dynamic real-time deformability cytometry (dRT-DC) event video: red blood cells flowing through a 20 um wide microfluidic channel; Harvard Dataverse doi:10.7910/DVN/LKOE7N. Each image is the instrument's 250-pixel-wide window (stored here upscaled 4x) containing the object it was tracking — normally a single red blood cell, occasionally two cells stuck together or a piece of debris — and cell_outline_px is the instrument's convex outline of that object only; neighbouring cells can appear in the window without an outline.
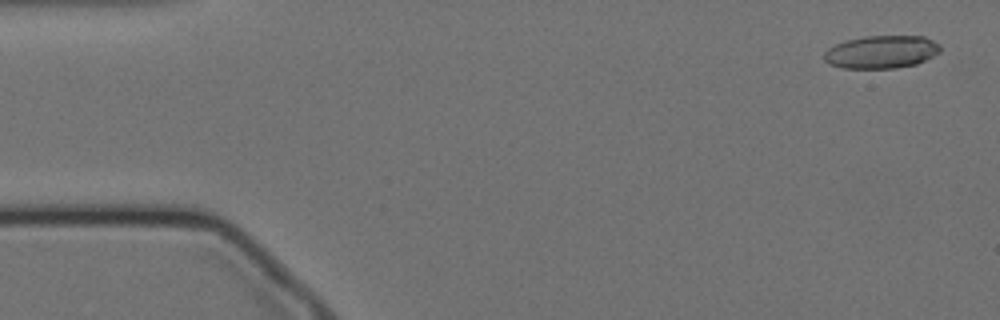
{"species": "Egyptian fruit bat (a non-hibernating species)", "species_latin": "Rousettus aegyptiacus", "temperature_condition": "cold", "stored_images_in_passage": 16, "camera_frame_rate_fps": 3000, "um_per_image_px": 0.085, "animal": {"sex": "female"}, "frame": {"image": 1, "passage_image": 2, "time_ms": 0.333, "image_size_px": [1000, 320], "cell_outline_px": [[940, 52], [916, 64], [896, 68], [840, 68], [828, 64], [824, 60], [824, 52], [828, 48], [844, 40], [864, 36], [924, 36], [940, 44]], "centroid_in_image_um": [74.89, 4.41], "position_along_channel_um": 10.1, "area_um2": 22.37}}
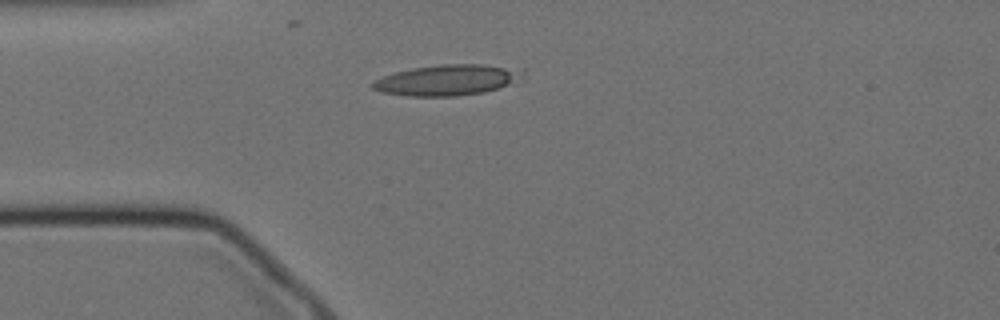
{"frame": {"image": 2, "passage_image": 14, "time_ms": 4.333, "image_size_px": [1000, 320], "cell_outline_px": [[524, 84], [484, 92], [456, 96], [408, 96], [380, 92], [372, 88], [368, 84], [372, 80], [396, 72], [412, 68], [440, 64], [480, 64], [524, 68]], "centroid_in_image_um": [38.17, 6.81], "position_along_channel_um": 46.8, "area_um2": 27.98}}